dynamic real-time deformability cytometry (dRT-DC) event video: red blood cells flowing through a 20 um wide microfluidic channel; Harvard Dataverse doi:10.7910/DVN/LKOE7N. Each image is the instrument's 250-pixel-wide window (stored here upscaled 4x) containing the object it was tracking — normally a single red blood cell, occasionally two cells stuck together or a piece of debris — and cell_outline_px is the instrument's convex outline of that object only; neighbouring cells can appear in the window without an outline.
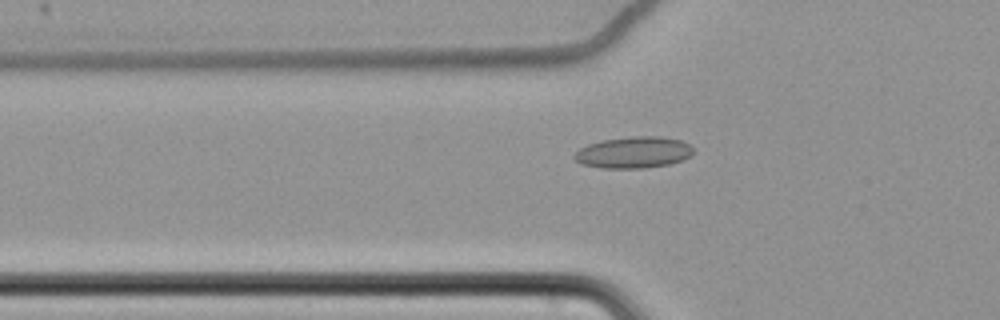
{"species": "common noctule bat (a hibernating species)", "species_latin": "Nyctalus noctula", "temperature_condition": "cold", "stored_images_in_passage": 62, "camera_frame_rate_fps": 3000, "um_per_image_px": 0.085, "animal": {"sex": "female", "body_mass_g": 22.7, "forearm_length_mm": 54.2}, "frame": {"image": 1, "passage_image": 23, "time_ms": 7.333, "image_size_px": [1000, 320], "cell_outline_px": [[692, 156], [684, 160], [668, 164], [644, 168], [604, 168], [580, 164], [572, 156], [580, 148], [588, 144], [600, 140], [632, 136], [660, 136], [680, 140], [688, 144], [692, 148]], "centroid_in_image_um": [53.84, 12.95], "position_along_channel_um": 72.0, "area_um2": 21.91}}
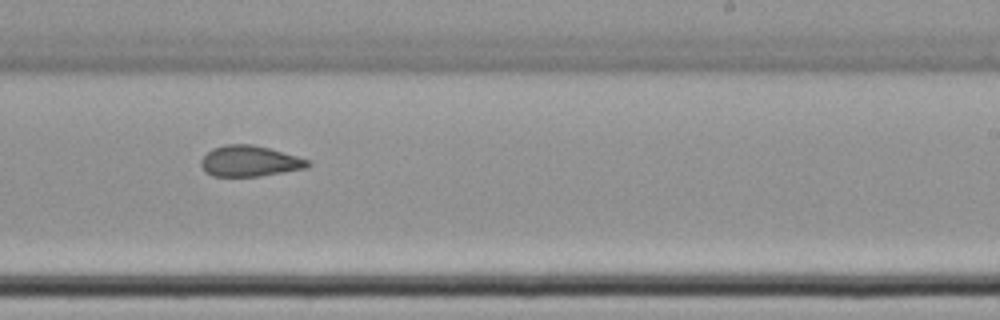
{"frame": {"image": 2, "passage_image": 40, "time_ms": 13.0, "image_size_px": [1000, 320], "cell_outline_px": [[312, 164], [308, 168], [260, 176], [212, 176], [204, 172], [200, 164], [200, 160], [212, 148], [224, 144], [252, 144], [268, 148], [296, 156], [308, 160]], "centroid_in_image_um": [21.2, 13.7], "position_along_channel_um": 267.8, "area_um2": 19.25}}
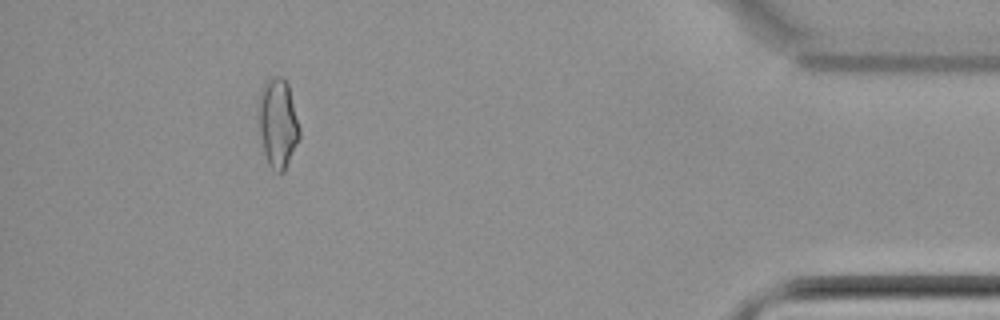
{"frame": {"image": 3, "passage_image": 57, "time_ms": 18.667, "image_size_px": [1000, 320], "cell_outline_px": [[300, 140], [284, 172], [280, 176], [268, 164], [264, 152], [256, 120], [256, 108], [260, 88], [264, 80], [276, 76], [284, 76], [288, 84], [300, 128]], "centroid_in_image_um": [23.58, 10.45], "position_along_channel_um": 411.6, "area_um2": 22.31}, "authors_computed_cell_mechanics": {"area_um2": 20.6635, "velocity_mm_per_s": 3.4771, "shape_relaxation_time_tau1_ms": null, "shape_relaxation_time_tau2_ms": 2.8685, "deformation_change_tau1": null, "deformation_change_tau2": 0.0854}}